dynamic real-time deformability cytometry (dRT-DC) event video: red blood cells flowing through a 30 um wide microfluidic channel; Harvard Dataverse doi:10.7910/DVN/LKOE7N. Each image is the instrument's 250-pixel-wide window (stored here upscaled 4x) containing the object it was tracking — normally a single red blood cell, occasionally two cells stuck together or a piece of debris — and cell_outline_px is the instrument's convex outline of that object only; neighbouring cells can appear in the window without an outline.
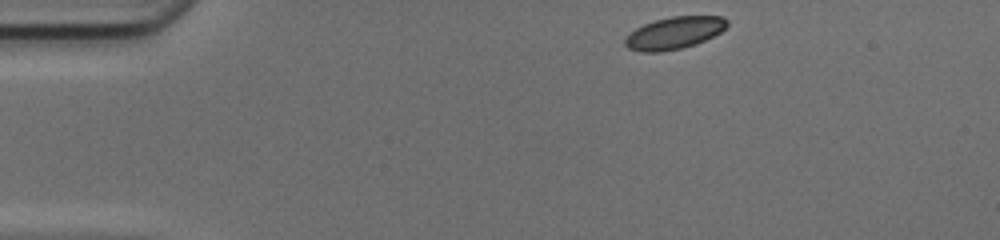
{"species": "common noctule bat (a hibernating species)", "species_latin": "Nyctalus noctula", "temperature_condition": "cold", "stored_images_in_passage": 42, "camera_frame_rate_fps": 3000, "um_per_image_px": 0.085, "animal": {"sex": "female", "body_mass_g": 17.0, "forearm_length_mm": 48.0}, "frame": {"image": 1, "passage_image": 1, "time_ms": 0.0, "image_size_px": [1000, 240], "cell_outline_px": [[728, 24], [720, 32], [696, 44], [680, 48], [660, 52], [640, 52], [628, 48], [624, 44], [624, 40], [636, 28], [644, 24], [656, 20], [672, 16], [724, 16], [728, 20]], "centroid_in_image_um": [57.31, 2.8], "position_along_channel_um": 27.7, "area_um2": 18.96}}
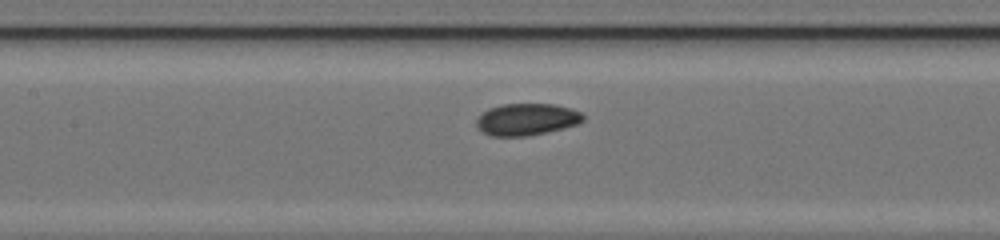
{"frame": {"image": 2, "passage_image": 16, "time_ms": 5.0, "image_size_px": [1000, 240], "cell_outline_px": [[584, 120], [576, 124], [564, 128], [548, 132], [528, 136], [492, 136], [484, 132], [476, 124], [476, 120], [488, 108], [504, 104], [556, 104], [572, 108], [580, 112], [584, 116]], "centroid_in_image_um": [44.8, 10.14], "position_along_channel_um": 162.6, "area_um2": 19.77}}
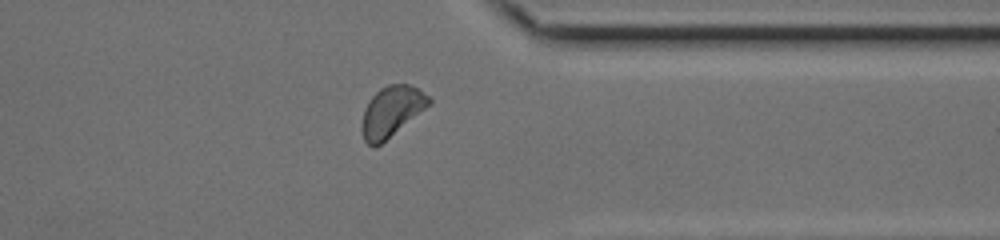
{"frame": {"image": 3, "passage_image": 32, "time_ms": 10.333, "image_size_px": [1000, 240], "cell_outline_px": [[432, 104], [376, 148], [372, 148], [364, 140], [360, 128], [364, 108], [368, 100], [380, 88], [388, 84], [408, 84], [416, 88], [428, 96], [432, 100]], "centroid_in_image_um": [33.25, 9.5], "position_along_channel_um": 378.1, "area_um2": 20.0}, "authors_computed_cell_mechanics": {"area_um2": 19.5364, "velocity_mm_per_s": 4.1425, "shape_relaxation_time_tau1_ms": 2.3983, "shape_relaxation_time_tau2_ms": null, "deformation_change_tau1": 0.0711, "deformation_change_tau2": null}}